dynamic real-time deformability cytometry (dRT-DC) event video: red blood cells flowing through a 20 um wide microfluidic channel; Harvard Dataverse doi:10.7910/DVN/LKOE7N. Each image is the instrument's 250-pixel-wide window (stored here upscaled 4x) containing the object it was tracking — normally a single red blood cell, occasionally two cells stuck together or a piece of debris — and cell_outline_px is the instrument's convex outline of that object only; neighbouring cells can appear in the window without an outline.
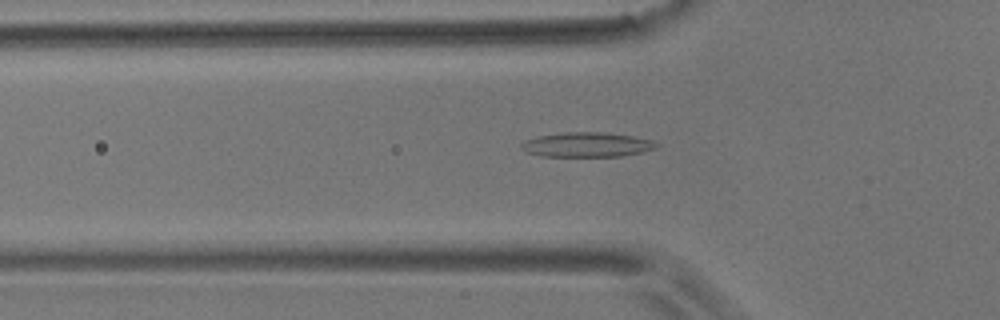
{"species": "common noctule bat (a hibernating species)", "species_latin": "Nyctalus noctula", "temperature_condition": "room temperature", "stored_images_in_passage": 55, "camera_frame_rate_fps": 3000, "um_per_image_px": 0.085, "animal": {"sex": "male", "body_mass_g": 17.9}, "frame": {"image": 1, "passage_image": 17, "time_ms": 5.333, "image_size_px": [1000, 320], "cell_outline_px": [[660, 144], [656, 148], [640, 152], [620, 156], [540, 156], [524, 152], [520, 148], [520, 144], [528, 140], [540, 136], [564, 132], [604, 132], [632, 136], [652, 140]], "centroid_in_image_um": [49.88, 12.3], "position_along_channel_um": 75.9, "area_um2": 19.31}}
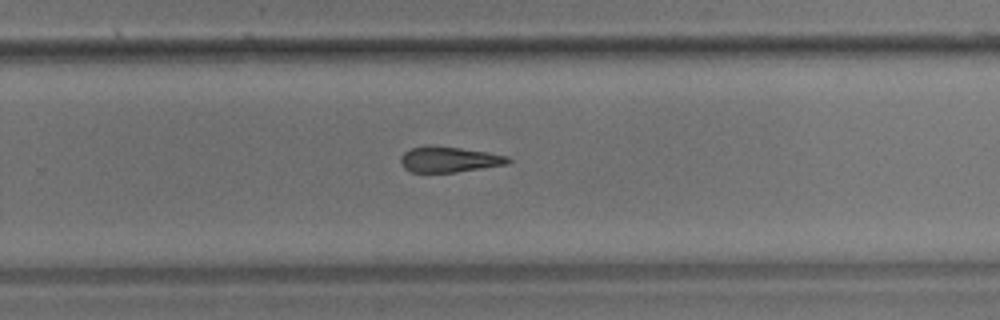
{"frame": {"image": 2, "passage_image": 35, "time_ms": 11.333, "image_size_px": [1000, 320], "cell_outline_px": [[512, 160], [508, 164], [456, 172], [412, 172], [404, 168], [400, 164], [400, 156], [404, 152], [412, 148], [428, 144], [460, 148], [488, 152], [508, 156]], "centroid_in_image_um": [38.15, 13.54], "position_along_channel_um": 291.6, "area_um2": 16.18}}
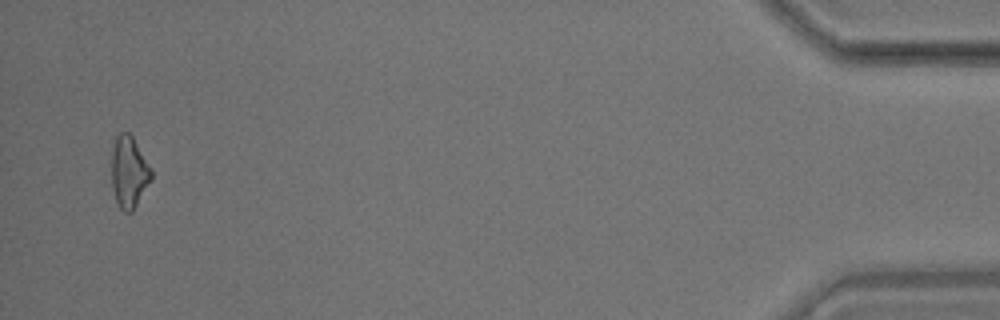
{"frame": {"image": 3, "passage_image": 53, "time_ms": 17.333, "image_size_px": [1000, 320], "cell_outline_px": [[152, 180], [132, 212], [124, 212], [120, 208], [116, 200], [112, 188], [112, 152], [116, 136], [120, 132], [128, 132], [132, 136], [152, 168]], "centroid_in_image_um": [10.98, 14.63], "position_along_channel_um": 424.2, "area_um2": 16.65}}